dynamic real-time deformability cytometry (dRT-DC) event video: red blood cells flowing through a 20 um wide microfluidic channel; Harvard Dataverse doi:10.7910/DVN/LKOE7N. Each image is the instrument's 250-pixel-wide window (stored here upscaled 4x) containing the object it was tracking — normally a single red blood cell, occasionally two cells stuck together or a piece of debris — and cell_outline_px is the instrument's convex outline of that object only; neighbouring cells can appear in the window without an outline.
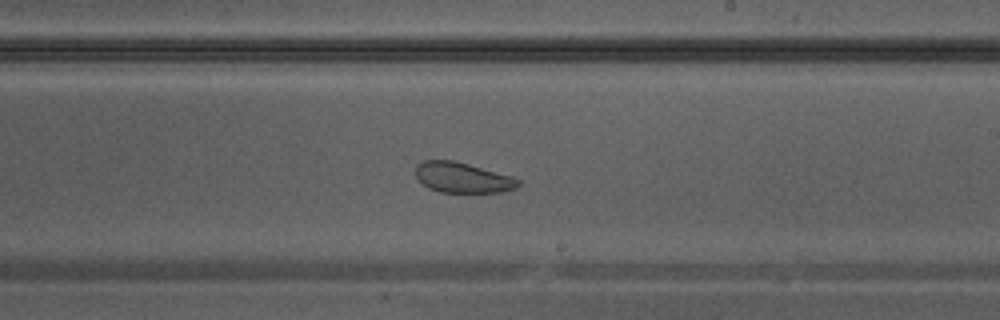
{"species": "Egyptian fruit bat (a non-hibernating species)", "species_latin": "Rousettus aegyptiacus", "temperature_condition": "warm", "stored_images_in_passage": 39, "camera_frame_rate_fps": 3000, "um_per_image_px": 0.085, "animal": {"sex": "male"}, "frame": {"image": 1, "passage_image": 23, "time_ms": 7.333, "image_size_px": [1000, 320], "cell_outline_px": [[520, 184], [516, 188], [500, 192], [440, 192], [428, 188], [416, 176], [416, 164], [424, 160], [452, 160], [468, 164], [512, 176], [520, 180]], "centroid_in_image_um": [39.32, 15.09], "position_along_channel_um": 249.7, "area_um2": 18.03}}